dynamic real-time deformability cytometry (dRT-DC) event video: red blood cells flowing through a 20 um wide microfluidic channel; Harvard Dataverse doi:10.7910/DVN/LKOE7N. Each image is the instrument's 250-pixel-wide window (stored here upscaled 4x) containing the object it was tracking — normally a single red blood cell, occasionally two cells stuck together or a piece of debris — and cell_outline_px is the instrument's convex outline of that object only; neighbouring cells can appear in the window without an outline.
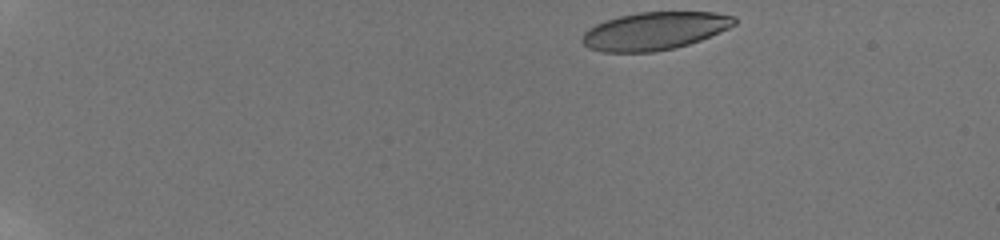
{"species": "human", "species_latin": "Homo sapiens", "temperature_condition": "room temperature", "stored_images_in_passage": 9, "camera_frame_rate_fps": 3000, "um_per_image_px": 0.085, "donor": {"sex": "male"}, "frame": {"image": 1, "passage_image": 1, "time_ms": 0.0, "image_size_px": [1000, 240], "cell_outline_px": [[736, 24], [728, 28], [700, 40], [688, 44], [672, 48], [652, 52], [604, 52], [588, 48], [580, 40], [584, 32], [588, 28], [604, 20], [620, 16], [640, 12], [716, 12], [736, 16]], "centroid_in_image_um": [55.62, 2.62], "position_along_channel_um": 29.4, "area_um2": 33.52}}